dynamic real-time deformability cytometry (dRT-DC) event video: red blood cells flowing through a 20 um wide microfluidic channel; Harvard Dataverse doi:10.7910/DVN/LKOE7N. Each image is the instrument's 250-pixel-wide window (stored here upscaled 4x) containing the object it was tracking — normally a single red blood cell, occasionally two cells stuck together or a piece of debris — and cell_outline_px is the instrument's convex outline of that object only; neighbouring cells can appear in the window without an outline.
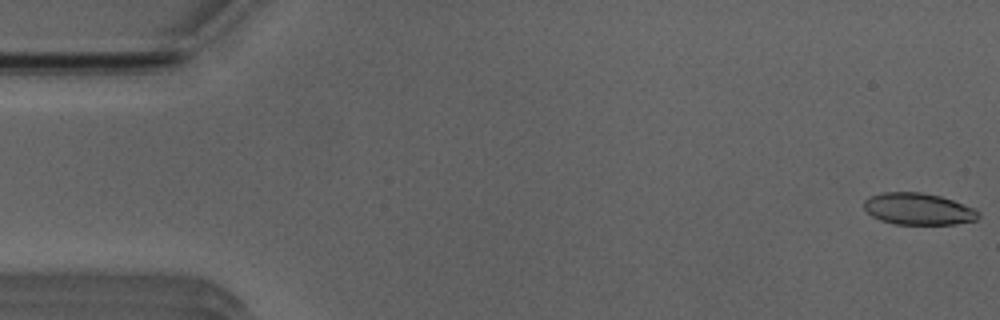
{"species": "Egyptian fruit bat (a non-hibernating species)", "species_latin": "Rousettus aegyptiacus", "temperature_condition": "room temperature", "stored_images_in_passage": 11, "camera_frame_rate_fps": 3000, "um_per_image_px": 0.085, "animal": {"sex": "male"}, "frame": {"image": 1, "passage_image": 1, "time_ms": 0.0, "image_size_px": [1000, 320], "cell_outline_px": [[980, 216], [976, 220], [956, 224], [892, 224], [880, 220], [872, 216], [864, 208], [864, 200], [868, 196], [880, 192], [920, 192], [940, 196], [976, 208], [980, 212]], "centroid_in_image_um": [78.05, 17.76], "position_along_channel_um": 6.9, "area_um2": 21.39}}